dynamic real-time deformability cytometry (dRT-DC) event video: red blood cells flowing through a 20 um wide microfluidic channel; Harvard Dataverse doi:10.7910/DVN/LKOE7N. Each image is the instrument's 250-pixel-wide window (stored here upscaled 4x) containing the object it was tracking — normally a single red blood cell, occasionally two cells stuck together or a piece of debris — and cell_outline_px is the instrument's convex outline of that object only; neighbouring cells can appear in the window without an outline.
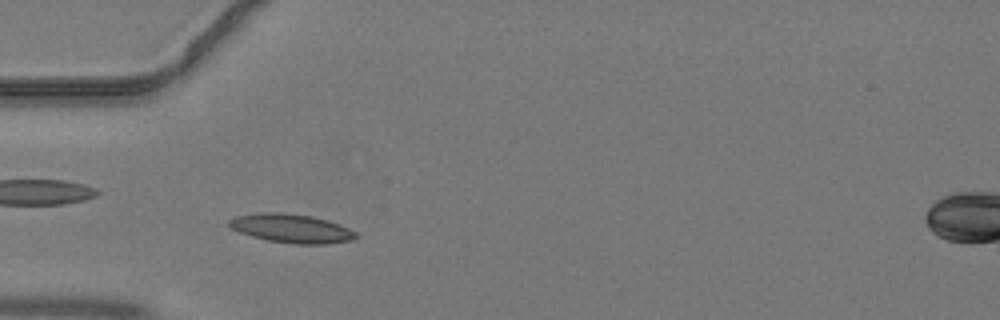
{"species": "common noctule bat (a hibernating species)", "species_latin": "Nyctalus noctula", "temperature_condition": "warm", "stored_images_in_passage": 35, "camera_frame_rate_fps": 3000, "um_per_image_px": 0.085, "animal": {"sex": "male", "body_mass_g": 19.2, "forearm_length_mm": 51.8}, "frame": {"image": 1, "passage_image": 5, "time_ms": 1.333, "image_size_px": [1000, 320], "cell_outline_px": [[360, 236], [352, 240], [328, 244], [296, 244], [268, 240], [252, 236], [240, 232], [232, 228], [228, 224], [228, 220], [236, 216], [260, 212], [284, 212], [312, 216], [328, 220], [348, 228], [356, 232]], "centroid_in_image_um": [24.8, 19.41], "position_along_channel_um": 60.2, "area_um2": 21.33}}
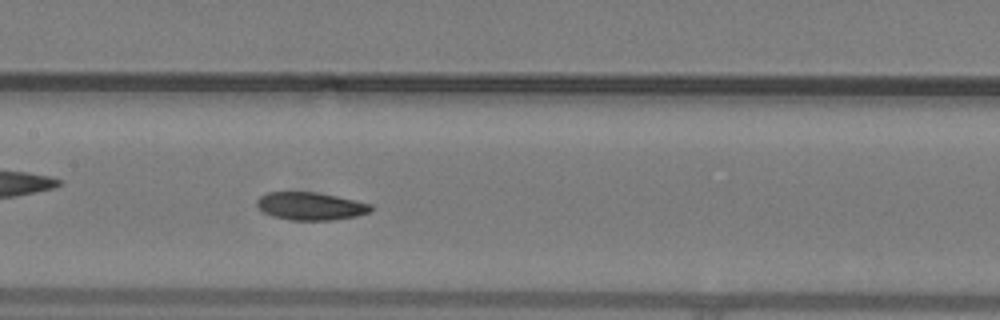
{"frame": {"image": 2, "passage_image": 13, "time_ms": 4.0, "image_size_px": [1000, 320], "cell_outline_px": [[372, 208], [368, 212], [356, 216], [332, 220], [292, 220], [272, 216], [264, 212], [256, 204], [256, 200], [260, 196], [268, 192], [316, 192], [356, 200], [372, 204]], "centroid_in_image_um": [26.39, 17.52], "position_along_channel_um": 181.0, "area_um2": 18.38}}
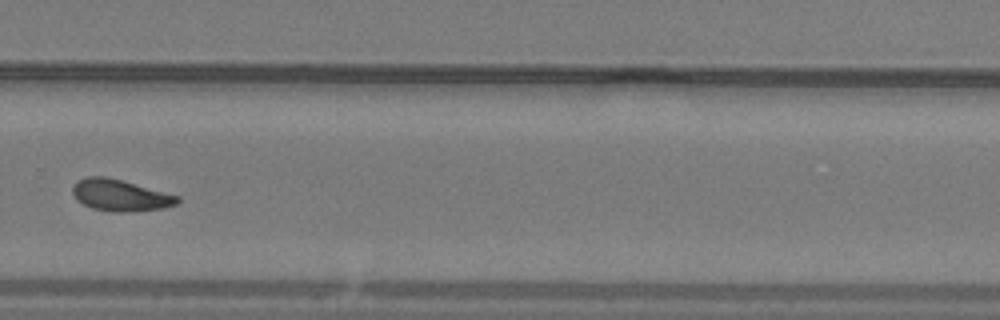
{"frame": {"image": 3, "passage_image": 22, "time_ms": 7.0, "image_size_px": [1000, 320], "cell_outline_px": [[180, 200], [176, 204], [164, 208], [128, 212], [112, 212], [92, 208], [76, 200], [72, 192], [72, 188], [76, 180], [88, 176], [104, 176], [120, 180], [180, 196]], "centroid_in_image_um": [10.2, 16.6], "position_along_channel_um": 319.6, "area_um2": 19.25}}